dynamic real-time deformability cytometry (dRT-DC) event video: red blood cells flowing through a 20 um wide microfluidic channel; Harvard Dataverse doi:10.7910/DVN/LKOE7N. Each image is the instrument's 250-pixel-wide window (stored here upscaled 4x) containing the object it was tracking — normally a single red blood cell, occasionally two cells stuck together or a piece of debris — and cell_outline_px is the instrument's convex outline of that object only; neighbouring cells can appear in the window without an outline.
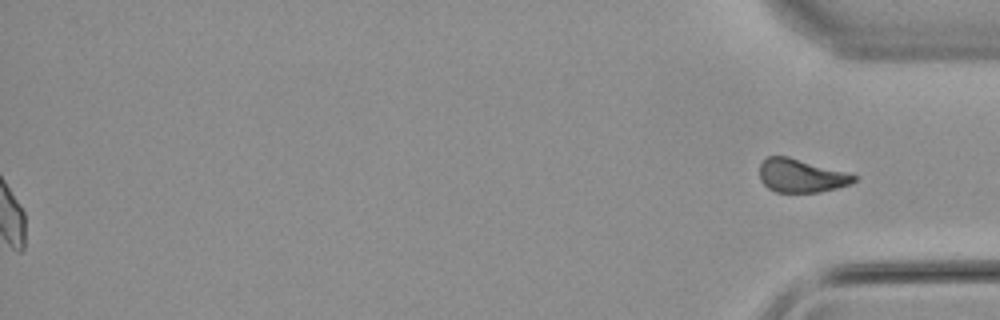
{"species": "common noctule bat (a hibernating species)", "species_latin": "Nyctalus noctula", "temperature_condition": "warm", "stored_images_in_passage": 56, "segment_of_instrument_passage": [2, 2], "camera_frame_rate_fps": 3000, "um_per_image_px": 0.085, "animal": {"sex": "male", "body_mass_g": 21.5, "forearm_length_mm": 52.0}, "frame": {"image": 1, "passage_image": 56, "time_ms": 18.333, "image_size_px": [1000, 320], "cell_outline_px": [[856, 180], [852, 184], [820, 192], [776, 192], [768, 188], [760, 180], [760, 164], [768, 156], [788, 156], [848, 172], [856, 176]], "centroid_in_image_um": [68.11, 14.93], "position_along_channel_um": 367.1, "area_um2": 18.44}}